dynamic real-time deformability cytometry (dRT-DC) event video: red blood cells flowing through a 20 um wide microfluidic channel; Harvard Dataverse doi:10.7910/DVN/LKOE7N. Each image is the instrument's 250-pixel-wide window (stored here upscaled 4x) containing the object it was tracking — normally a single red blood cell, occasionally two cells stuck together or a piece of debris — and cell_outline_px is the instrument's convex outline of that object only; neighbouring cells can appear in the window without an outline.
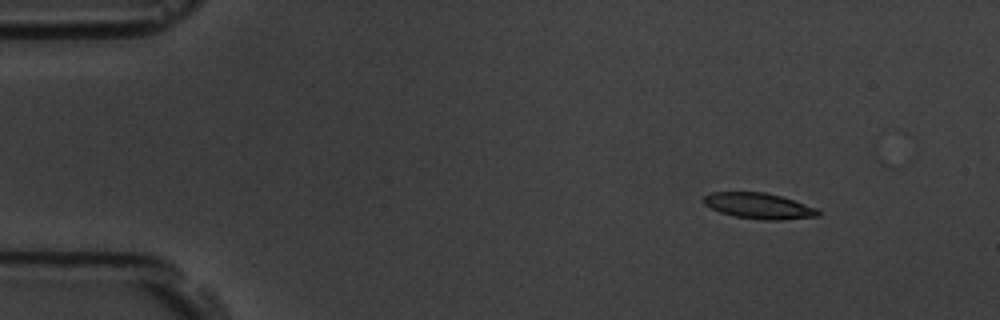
{"species": "common noctule bat (a hibernating species)", "species_latin": "Nyctalus noctula", "temperature_condition": "room temperature", "stored_images_in_passage": 4, "camera_frame_rate_fps": 3000, "um_per_image_px": 0.085, "animal": {"sex": "male", "body_mass_g": 19.5, "forearm_length_mm": 54.6}, "frame": {"image": 1, "passage_image": 1, "time_ms": 0.0, "image_size_px": [1000, 320], "cell_outline_px": [[820, 216], [780, 220], [764, 220], [736, 216], [720, 212], [704, 204], [704, 196], [712, 192], [764, 192], [780, 196], [816, 208], [820, 212]], "centroid_in_image_um": [64.5, 17.5], "position_along_channel_um": 20.5, "area_um2": 16.94}}
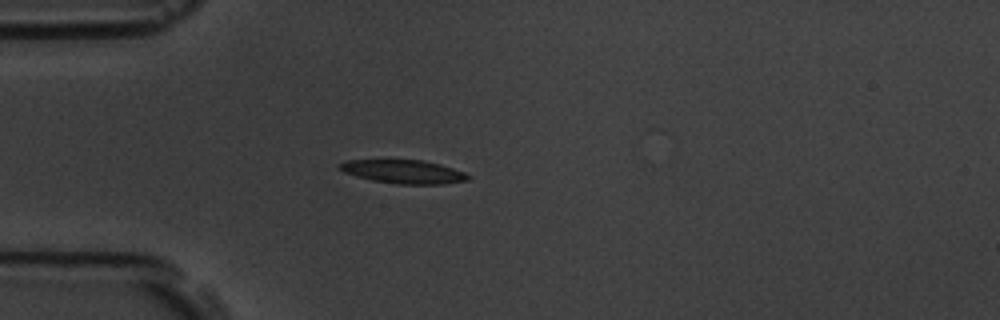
{"frame": {"image": 2, "passage_image": 3, "time_ms": 3.0, "image_size_px": [1000, 320], "cell_outline_px": [[472, 176], [468, 180], [440, 184], [396, 184], [372, 180], [356, 176], [344, 172], [340, 168], [340, 164], [348, 160], [424, 160], [440, 164], [464, 172]], "centroid_in_image_um": [34.34, 14.59], "position_along_channel_um": 50.7, "area_um2": 17.46}}